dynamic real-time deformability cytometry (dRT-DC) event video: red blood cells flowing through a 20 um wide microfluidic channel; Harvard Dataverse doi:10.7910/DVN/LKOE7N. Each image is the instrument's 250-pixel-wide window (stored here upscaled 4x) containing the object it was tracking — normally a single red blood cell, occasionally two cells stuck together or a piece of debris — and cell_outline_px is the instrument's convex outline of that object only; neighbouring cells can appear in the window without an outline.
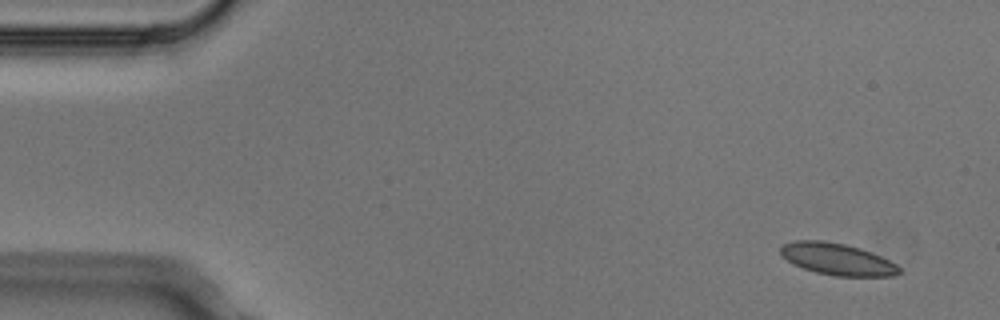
{"species": "Egyptian fruit bat (a non-hibernating species)", "species_latin": "Rousettus aegyptiacus", "temperature_condition": "cold", "stored_images_in_passage": 4, "camera_frame_rate_fps": 3000, "um_per_image_px": 0.085, "animal": {"sex": "male"}, "frame": {"image": 1, "passage_image": 1, "time_ms": 0.0, "image_size_px": [1000, 320], "cell_outline_px": [[900, 272], [892, 276], [836, 276], [816, 272], [792, 264], [780, 256], [780, 244], [796, 240], [824, 240], [844, 244], [860, 248], [880, 256], [896, 264], [900, 268]], "centroid_in_image_um": [71.1, 22.01], "position_along_channel_um": 13.9, "area_um2": 22.02}}
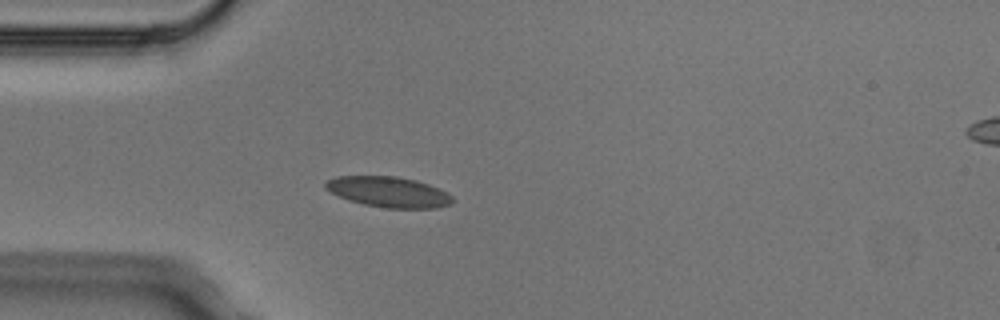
{"frame": {"image": 2, "passage_image": 4, "time_ms": 1.0, "image_size_px": [1000, 320], "cell_outline_px": [[456, 200], [452, 204], [436, 208], [384, 208], [364, 204], [348, 200], [324, 188], [324, 184], [328, 180], [336, 176], [396, 176], [416, 180], [428, 184], [448, 192]], "centroid_in_image_um": [33.07, 16.32], "position_along_channel_um": 51.9, "area_um2": 22.72}}